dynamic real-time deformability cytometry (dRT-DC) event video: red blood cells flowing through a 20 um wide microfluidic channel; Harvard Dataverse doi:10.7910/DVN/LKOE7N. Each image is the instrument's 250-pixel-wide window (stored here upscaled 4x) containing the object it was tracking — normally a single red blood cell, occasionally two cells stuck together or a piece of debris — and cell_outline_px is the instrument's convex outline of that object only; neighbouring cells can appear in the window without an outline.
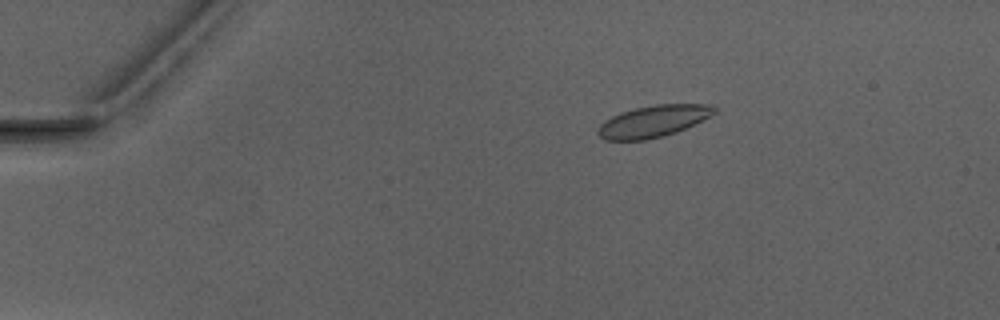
{"species": "Egyptian fruit bat (a non-hibernating species)", "species_latin": "Rousettus aegyptiacus", "temperature_condition": "warm", "stored_images_in_passage": 4, "camera_frame_rate_fps": 3000, "um_per_image_px": 0.085, "animal": {"sex": "male"}, "frame": {"image": 1, "passage_image": 3, "time_ms": 2.667, "image_size_px": [1000, 320], "cell_outline_px": [[716, 112], [676, 132], [664, 136], [644, 140], [604, 140], [596, 132], [596, 128], [604, 120], [620, 112], [636, 108], [656, 104], [716, 104]], "centroid_in_image_um": [55.48, 10.3], "position_along_channel_um": 29.5, "area_um2": 21.44}}